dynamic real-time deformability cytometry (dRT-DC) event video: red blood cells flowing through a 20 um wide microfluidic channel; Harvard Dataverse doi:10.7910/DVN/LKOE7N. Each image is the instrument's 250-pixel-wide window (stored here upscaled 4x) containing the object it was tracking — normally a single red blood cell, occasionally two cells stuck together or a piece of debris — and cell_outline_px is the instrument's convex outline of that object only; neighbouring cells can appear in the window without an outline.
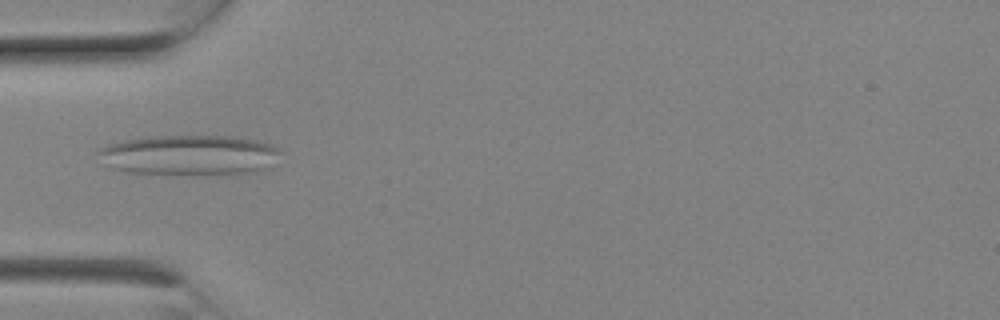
{"species": "Egyptian fruit bat (a non-hibernating species)", "species_latin": "Rousettus aegyptiacus", "temperature_condition": "room temperature", "stored_images_in_passage": 8, "camera_frame_rate_fps": 3000, "um_per_image_px": 0.085, "animal": {"sex": "female"}, "frame": {"image": 1, "passage_image": 7, "time_ms": 2.0, "image_size_px": [1000, 320], "cell_outline_px": [[284, 152], [272, 168], [252, 172], [128, 172], [112, 168], [100, 164], [96, 152], [100, 148], [108, 144], [120, 140], [156, 136], [232, 136], [256, 140], [272, 144], [280, 148]], "centroid_in_image_um": [16.11, 13.14], "position_along_channel_um": 68.9, "area_um2": 42.37}}